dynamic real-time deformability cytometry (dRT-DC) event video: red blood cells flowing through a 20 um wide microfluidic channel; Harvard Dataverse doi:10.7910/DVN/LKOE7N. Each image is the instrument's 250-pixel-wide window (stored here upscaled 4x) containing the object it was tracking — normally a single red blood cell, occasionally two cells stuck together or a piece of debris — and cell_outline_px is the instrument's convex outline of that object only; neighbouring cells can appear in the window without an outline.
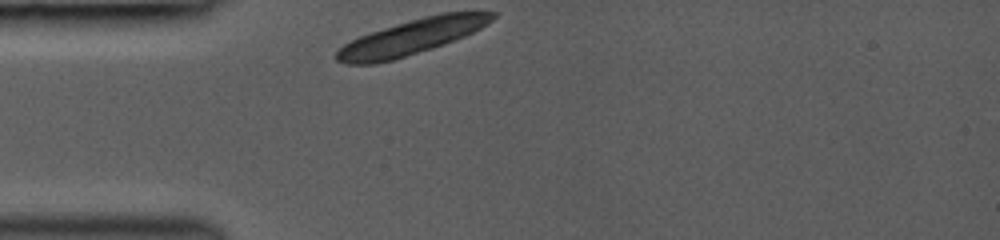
{"species": "common noctule bat (a hibernating species)", "species_latin": "Nyctalus noctula", "temperature_condition": "room temperature", "stored_images_in_passage": 32, "camera_frame_rate_fps": 3000, "um_per_image_px": 0.085, "animal": {"sex": "female", "body_mass_g": 19.0, "forearm_length_mm": 53.3}, "frame": {"image": 1, "passage_image": 1, "time_ms": 0.0, "image_size_px": [1000, 240], "cell_outline_px": [[496, 16], [492, 20], [480, 28], [464, 36], [444, 44], [432, 48], [392, 60], [376, 64], [344, 64], [336, 60], [332, 56], [344, 44], [360, 36], [396, 24], [424, 16], [440, 12], [496, 12]], "centroid_in_image_um": [34.95, 3.16], "position_along_channel_um": 50.1, "area_um2": 31.62}}
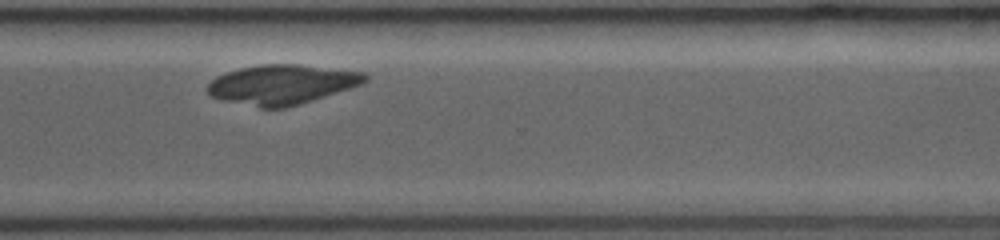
{"frame": {"image": 2, "passage_image": 29, "time_ms": 7.667, "image_size_px": [1000, 240], "cell_outline_px": [[368, 80], [360, 84], [300, 104], [284, 108], [260, 108], [220, 100], [208, 96], [208, 84], [216, 76], [240, 68], [260, 64], [296, 64], [364, 72], [368, 76]], "centroid_in_image_um": [23.9, 7.19], "position_along_channel_um": 346.7, "area_um2": 36.18}}
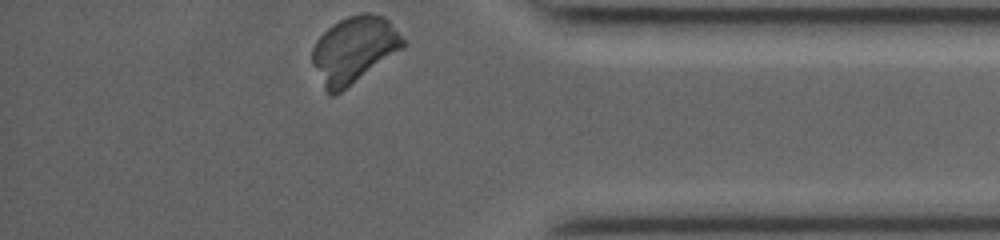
{"frame": {"image": 3, "passage_image": 32, "time_ms": 9.333, "image_size_px": [1000, 240], "cell_outline_px": [[404, 48], [340, 92], [332, 96], [328, 96], [312, 64], [312, 48], [316, 40], [332, 24], [348, 16], [364, 12], [372, 12], [384, 16], [388, 20], [404, 40]], "centroid_in_image_um": [30.07, 4.22], "position_along_channel_um": 405.1, "area_um2": 35.03}}